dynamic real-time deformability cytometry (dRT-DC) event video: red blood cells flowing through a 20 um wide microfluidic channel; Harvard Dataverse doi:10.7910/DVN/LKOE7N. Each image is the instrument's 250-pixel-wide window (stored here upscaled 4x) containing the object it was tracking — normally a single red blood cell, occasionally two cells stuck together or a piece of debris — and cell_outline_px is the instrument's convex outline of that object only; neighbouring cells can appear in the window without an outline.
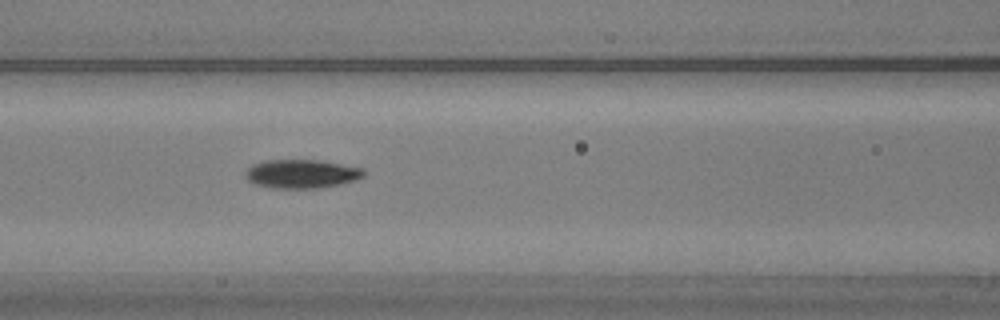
{"species": "common noctule bat (a hibernating species)", "species_latin": "Nyctalus noctula", "temperature_condition": "warm", "stored_images_in_passage": 47, "camera_frame_rate_fps": 3000, "um_per_image_px": 0.085, "animal": {"sex": "male", "body_mass_g": 20.5, "forearm_length_mm": 52.5}, "frame": {"image": 1, "passage_image": 22, "time_ms": 7.0, "image_size_px": [1000, 320], "cell_outline_px": [[364, 176], [356, 180], [340, 184], [320, 188], [272, 188], [256, 184], [248, 180], [244, 172], [252, 164], [264, 160], [320, 160], [364, 168]], "centroid_in_image_um": [25.64, 14.77], "position_along_channel_um": 141.0, "area_um2": 19.88}}
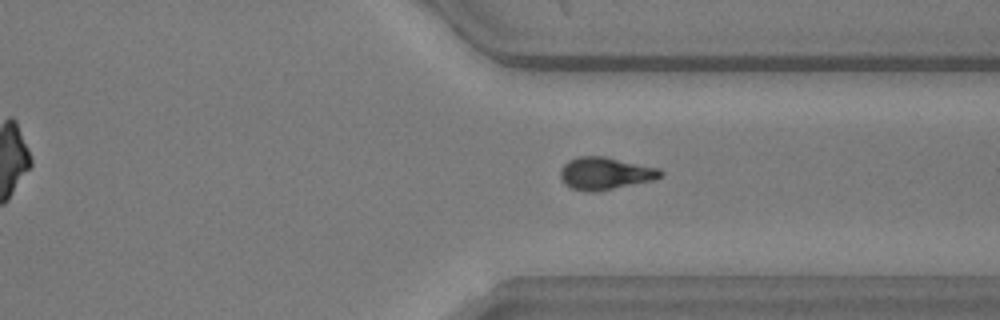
{"frame": {"image": 2, "passage_image": 38, "time_ms": 12.333, "image_size_px": [1000, 320], "cell_outline_px": [[664, 176], [652, 180], [596, 192], [592, 192], [572, 188], [564, 184], [560, 180], [560, 168], [568, 160], [576, 156], [604, 156], [660, 168], [664, 172]], "centroid_in_image_um": [51.43, 14.73], "position_along_channel_um": 360.0, "area_um2": 19.07}}
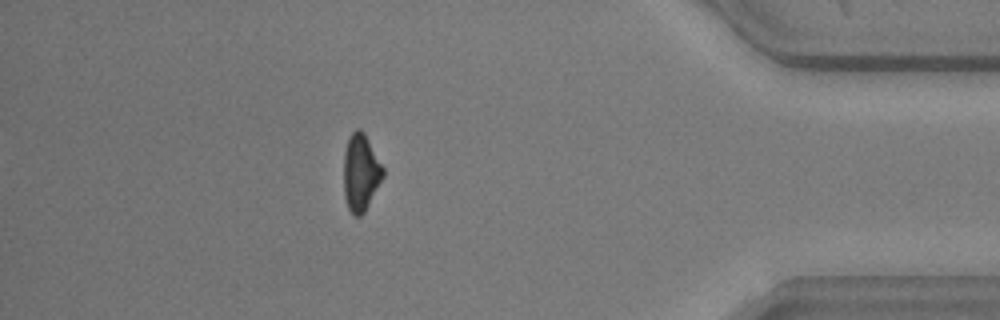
{"frame": {"image": 3, "passage_image": 44, "time_ms": 14.333, "image_size_px": [1000, 320], "cell_outline_px": [[384, 176], [364, 212], [360, 216], [352, 216], [348, 208], [344, 196], [344, 152], [348, 136], [356, 128], [360, 128], [364, 132], [384, 168]], "centroid_in_image_um": [30.65, 14.65], "position_along_channel_um": 404.5, "area_um2": 17.74}}